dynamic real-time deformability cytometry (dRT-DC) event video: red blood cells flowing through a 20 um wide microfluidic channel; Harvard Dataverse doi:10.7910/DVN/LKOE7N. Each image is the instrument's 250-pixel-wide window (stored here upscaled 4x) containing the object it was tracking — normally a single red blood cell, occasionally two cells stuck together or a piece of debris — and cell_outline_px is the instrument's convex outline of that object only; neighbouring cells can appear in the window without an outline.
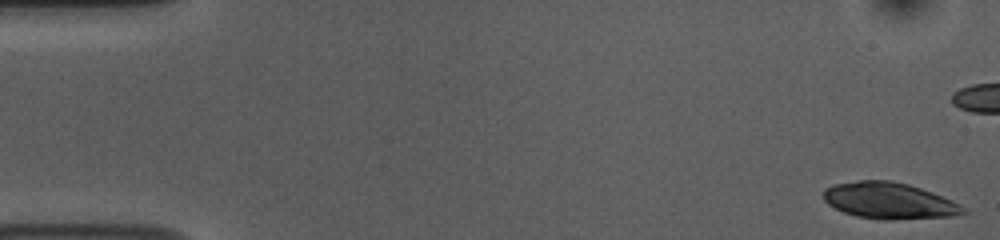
{"species": "common noctule bat (a hibernating species)", "species_latin": "Nyctalus noctula", "temperature_condition": "room temperature", "stored_images_in_passage": 53, "camera_frame_rate_fps": 3000, "um_per_image_px": 0.085, "animal": {"sex": "female", "body_mass_g": 10.0, "forearm_length_mm": 53.1}, "frame": {"image": 1, "passage_image": 1, "time_ms": 0.0, "image_size_px": [1000, 240], "cell_outline_px": [[968, 212], [956, 216], [856, 216], [844, 212], [828, 204], [824, 200], [824, 188], [832, 184], [860, 180], [892, 180], [908, 184], [932, 192], [952, 200], [960, 204]], "centroid_in_image_um": [75.54, 16.98], "position_along_channel_um": 9.5, "area_um2": 28.21}, "authors_computed_cell_mechanics": {"area_um2": 29.1312, "velocity_mm_per_s": 3.7573, "shape_relaxation_time_tau1_ms": 5.3847, "shape_relaxation_time_tau2_ms": 8.2374, "deformation_change_tau1": 0.1086, "deformation_change_tau2": 0.116}}